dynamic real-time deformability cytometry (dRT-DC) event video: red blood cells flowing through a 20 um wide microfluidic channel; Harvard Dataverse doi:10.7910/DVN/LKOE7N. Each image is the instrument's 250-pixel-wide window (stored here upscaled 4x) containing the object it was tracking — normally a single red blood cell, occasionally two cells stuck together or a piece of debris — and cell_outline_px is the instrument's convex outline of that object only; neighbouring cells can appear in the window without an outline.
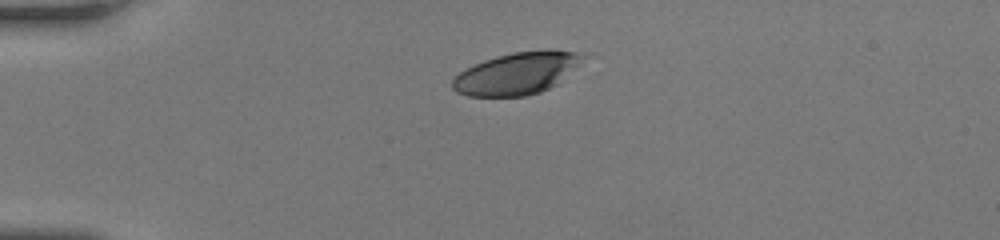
{"species": "human", "species_latin": "Homo sapiens", "temperature_condition": "room temperature", "stored_images_in_passage": 39, "camera_frame_rate_fps": 3000, "um_per_image_px": 0.085, "donor": {"sex": "female"}, "frame": {"image": 1, "passage_image": 1, "time_ms": 0.0, "image_size_px": [1000, 240], "cell_outline_px": [[580, 64], [556, 84], [540, 92], [524, 96], [468, 96], [456, 92], [452, 88], [452, 80], [460, 72], [484, 60], [496, 56], [512, 52], [548, 48], [552, 48], [576, 52]], "centroid_in_image_um": [43.89, 6.23], "position_along_channel_um": 41.1, "area_um2": 31.62}}
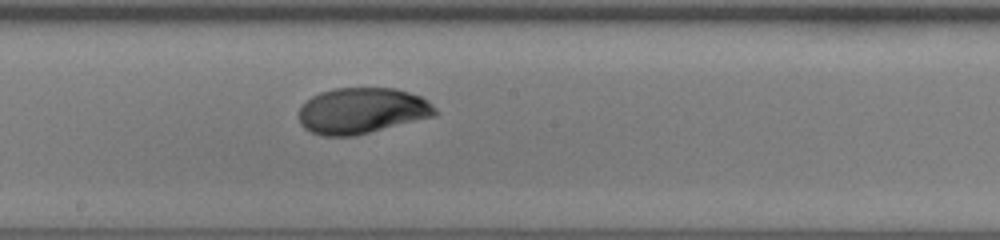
{"frame": {"image": 2, "passage_image": 17, "time_ms": 5.333, "image_size_px": [1000, 240], "cell_outline_px": [[440, 112], [436, 116], [352, 136], [324, 136], [312, 132], [304, 128], [300, 124], [300, 108], [312, 96], [320, 92], [332, 88], [396, 88], [420, 96], [428, 100]], "centroid_in_image_um": [30.8, 9.4], "position_along_channel_um": 217.4, "area_um2": 36.47}}
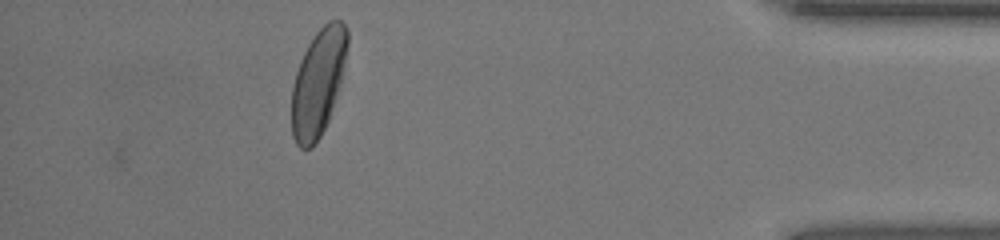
{"frame": {"image": 3, "passage_image": 34, "time_ms": 11.0, "image_size_px": [1000, 240], "cell_outline_px": [[348, 44], [344, 64], [336, 96], [328, 120], [320, 136], [312, 148], [300, 148], [296, 144], [292, 136], [292, 88], [296, 72], [300, 60], [308, 44], [316, 32], [328, 20], [340, 20], [348, 28]], "centroid_in_image_um": [27.03, 7.0], "position_along_channel_um": 408.2, "area_um2": 34.33}, "authors_computed_cell_mechanics": {"area_um2": 36.1828, "velocity_mm_per_s": 4.1601, "shape_relaxation_time_tau1_ms": 4.1998, "shape_relaxation_time_tau2_ms": 0.7933, "deformation_change_tau1": 0.1813, "deformation_change_tau2": 0.0334}}